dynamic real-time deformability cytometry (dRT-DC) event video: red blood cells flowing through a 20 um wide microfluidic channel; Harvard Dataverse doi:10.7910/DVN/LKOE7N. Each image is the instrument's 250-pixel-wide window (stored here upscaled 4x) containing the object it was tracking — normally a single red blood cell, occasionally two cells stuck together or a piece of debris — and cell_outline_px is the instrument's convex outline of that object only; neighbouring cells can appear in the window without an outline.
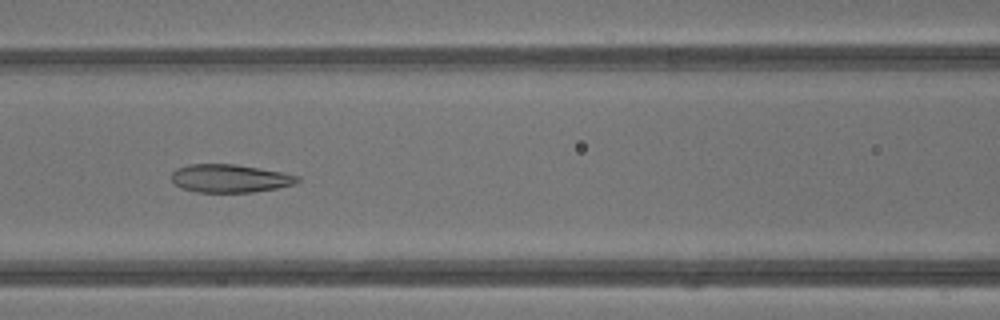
{"species": "common noctule bat (a hibernating species)", "species_latin": "Nyctalus noctula", "temperature_condition": "warm", "stored_images_in_passage": 42, "camera_frame_rate_fps": 3000, "um_per_image_px": 0.085, "animal": {"sex": "male", "body_mass_g": 13.3}, "frame": {"image": 1, "passage_image": 19, "time_ms": 6.0, "image_size_px": [1000, 320], "cell_outline_px": [[300, 180], [296, 184], [276, 188], [252, 192], [196, 192], [180, 188], [172, 184], [172, 172], [176, 168], [188, 164], [236, 164], [284, 172], [300, 176]], "centroid_in_image_um": [19.53, 15.16], "position_along_channel_um": 147.1, "area_um2": 20.92}}
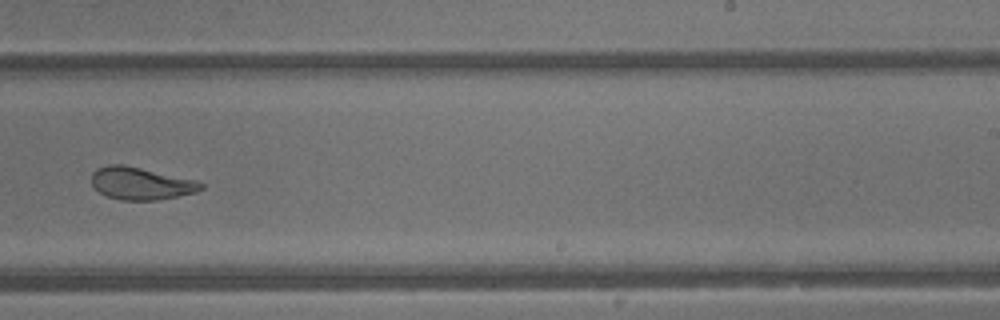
{"frame": {"image": 2, "passage_image": 27, "time_ms": 8.667, "image_size_px": [1000, 320], "cell_outline_px": [[204, 188], [196, 192], [156, 200], [120, 200], [104, 196], [92, 184], [92, 172], [96, 168], [108, 164], [124, 164], [200, 180], [204, 184]], "centroid_in_image_um": [12.0, 15.57], "position_along_channel_um": 277.0, "area_um2": 21.04}}
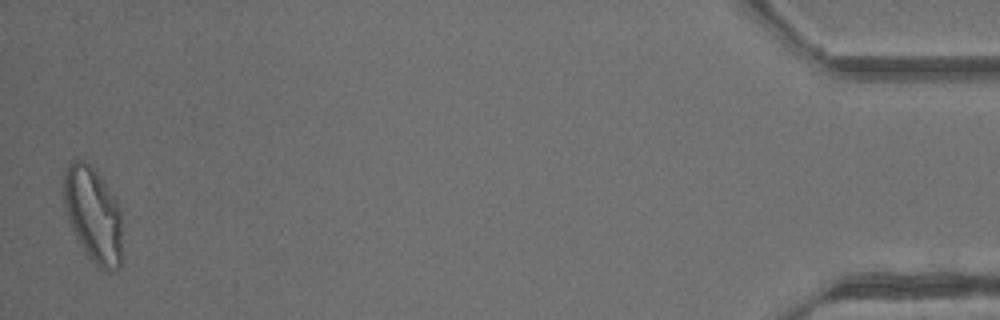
{"frame": {"image": 3, "passage_image": 42, "time_ms": 13.667, "image_size_px": [1000, 320], "cell_outline_px": [[124, 216], [120, 268], [112, 272], [108, 272], [100, 268], [84, 252], [72, 232], [64, 208], [64, 172], [68, 160], [84, 160], [96, 168], [116, 200]], "centroid_in_image_um": [7.95, 18.25], "position_along_channel_um": 427.3, "area_um2": 33.7}, "authors_computed_cell_mechanics": {"area_um2": 24.8829, "velocity_mm_per_s": 4.893, "shape_relaxation_time_tau1_ms": 6.2444, "shape_relaxation_time_tau2_ms": 1.2842, "deformation_change_tau1": 0.2093, "deformation_change_tau2": 0.0743}}